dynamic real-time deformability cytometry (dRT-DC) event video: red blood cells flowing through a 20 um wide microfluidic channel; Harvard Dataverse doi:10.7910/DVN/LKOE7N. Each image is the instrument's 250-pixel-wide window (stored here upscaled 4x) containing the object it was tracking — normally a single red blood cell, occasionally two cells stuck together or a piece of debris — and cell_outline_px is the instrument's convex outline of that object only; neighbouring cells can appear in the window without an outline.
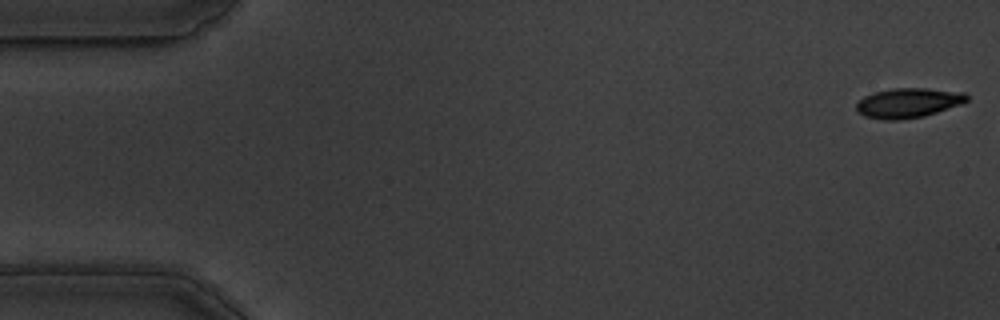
{"species": "common noctule bat (a hibernating species)", "species_latin": "Nyctalus noctula", "temperature_condition": "warm", "stored_images_in_passage": 8, "camera_frame_rate_fps": 3000, "um_per_image_px": 0.085, "animal": {"sex": "male", "body_mass_g": 19.5, "forearm_length_mm": 54.6}, "frame": {"image": 1, "passage_image": 1, "time_ms": 0.0, "image_size_px": [1000, 320], "cell_outline_px": [[968, 100], [960, 104], [924, 116], [900, 120], [884, 120], [864, 116], [856, 112], [856, 104], [864, 96], [872, 92], [892, 88], [924, 88], [964, 92], [968, 96]], "centroid_in_image_um": [77.15, 8.74], "position_along_channel_um": 7.8, "area_um2": 19.19}}